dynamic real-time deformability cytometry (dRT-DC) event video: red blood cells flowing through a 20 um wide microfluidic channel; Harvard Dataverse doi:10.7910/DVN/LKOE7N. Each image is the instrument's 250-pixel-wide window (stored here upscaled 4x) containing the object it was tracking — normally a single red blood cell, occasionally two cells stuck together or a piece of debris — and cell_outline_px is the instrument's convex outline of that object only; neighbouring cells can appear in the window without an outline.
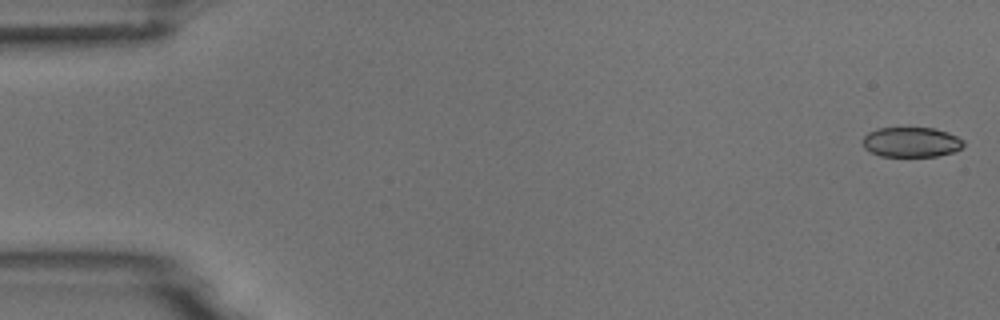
{"species": "common noctule bat (a hibernating species)", "species_latin": "Nyctalus noctula", "temperature_condition": "room temperature", "stored_images_in_passage": 3, "camera_frame_rate_fps": 3000, "um_per_image_px": 0.085, "animal": {"sex": "male", "body_mass_g": 18.8}, "frame": {"image": 1, "passage_image": 1, "time_ms": 0.0, "image_size_px": [1000, 320], "cell_outline_px": [[964, 144], [960, 148], [952, 152], [936, 156], [880, 156], [864, 148], [860, 140], [868, 132], [876, 128], [932, 128], [948, 132], [964, 140]], "centroid_in_image_um": [77.41, 12.07], "position_along_channel_um": 7.6, "area_um2": 17.63}}